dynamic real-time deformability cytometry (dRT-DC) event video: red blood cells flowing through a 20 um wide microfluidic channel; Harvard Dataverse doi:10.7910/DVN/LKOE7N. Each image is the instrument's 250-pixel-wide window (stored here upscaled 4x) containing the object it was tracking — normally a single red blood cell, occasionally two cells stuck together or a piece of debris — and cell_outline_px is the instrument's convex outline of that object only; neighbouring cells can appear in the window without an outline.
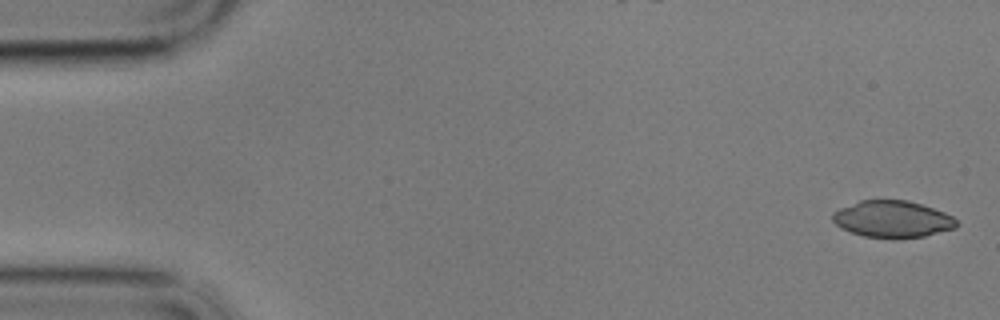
{"species": "common noctule bat (a hibernating species)", "species_latin": "Nyctalus noctula", "temperature_condition": "cold", "stored_images_in_passage": 57, "camera_frame_rate_fps": 3000, "um_per_image_px": 0.085, "animal": {"sex": "male", "body_mass_g": 17.9}, "frame": {"image": 1, "passage_image": 1, "time_ms": 0.0, "image_size_px": [1000, 320], "cell_outline_px": [[960, 224], [956, 228], [924, 236], [864, 236], [840, 228], [832, 220], [832, 212], [840, 208], [860, 200], [908, 200], [944, 212], [952, 216]], "centroid_in_image_um": [75.86, 18.59], "position_along_channel_um": 9.1, "area_um2": 26.01}}
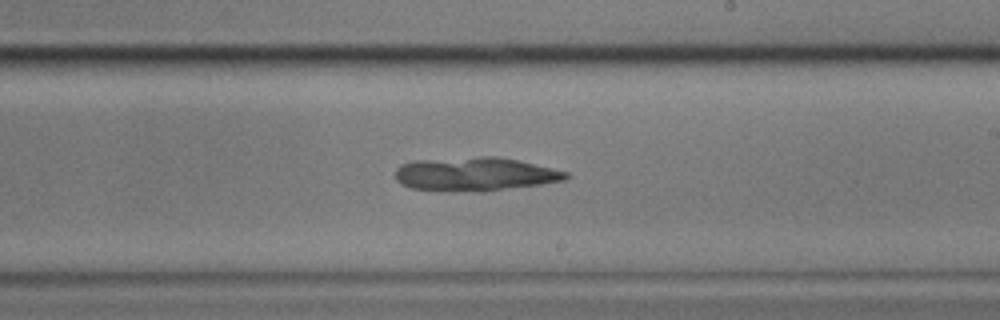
{"frame": {"image": 2, "passage_image": 33, "time_ms": 10.667, "image_size_px": [1000, 320], "cell_outline_px": [[568, 176], [564, 180], [540, 184], [500, 188], [412, 188], [396, 180], [396, 168], [400, 164], [412, 160], [480, 156], [496, 156], [520, 160], [568, 172]], "centroid_in_image_um": [40.39, 14.71], "position_along_channel_um": 248.6, "area_um2": 31.79}}
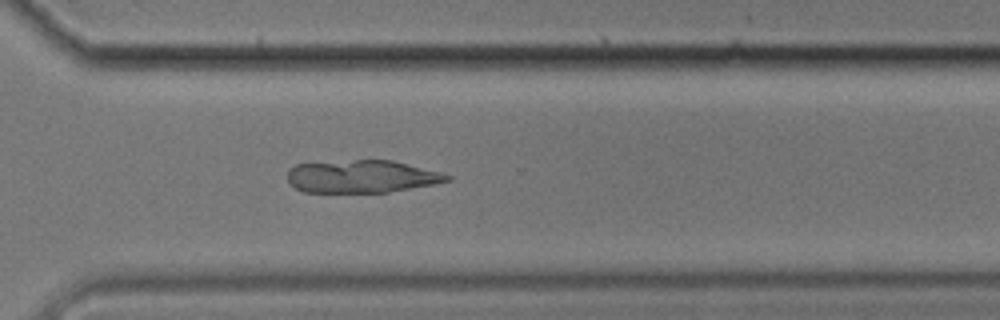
{"frame": {"image": 3, "passage_image": 41, "time_ms": 13.333, "image_size_px": [1000, 320], "cell_outline_px": [[452, 180], [436, 184], [388, 192], [304, 192], [296, 188], [288, 180], [288, 168], [296, 164], [356, 160], [392, 160], [440, 172], [452, 176]], "centroid_in_image_um": [30.77, 15.0], "position_along_channel_um": 339.8, "area_um2": 30.29}}